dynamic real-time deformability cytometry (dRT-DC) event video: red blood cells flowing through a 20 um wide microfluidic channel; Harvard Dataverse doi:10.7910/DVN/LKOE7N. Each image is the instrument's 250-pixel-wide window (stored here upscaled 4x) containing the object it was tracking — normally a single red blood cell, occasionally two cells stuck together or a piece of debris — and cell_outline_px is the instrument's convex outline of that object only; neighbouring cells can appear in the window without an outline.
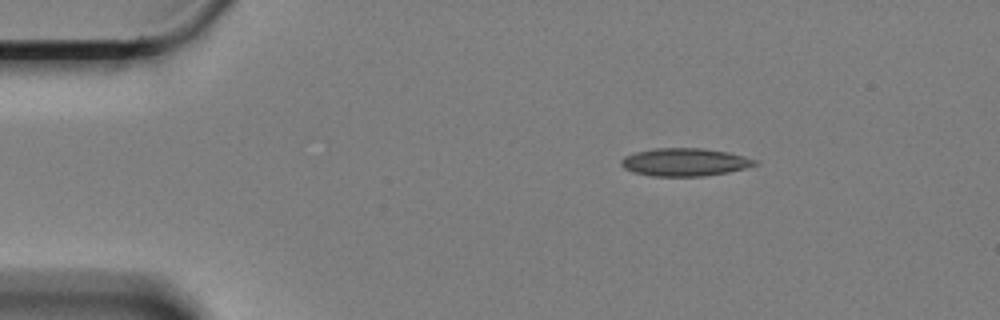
{"species": "Egyptian fruit bat (a non-hibernating species)", "species_latin": "Rousettus aegyptiacus", "temperature_condition": "cold", "stored_images_in_passage": 44, "camera_frame_rate_fps": 3000, "um_per_image_px": 0.085, "animal": {"sex": "female"}, "frame": {"image": 1, "passage_image": 1, "time_ms": 0.0, "image_size_px": [1000, 320], "cell_outline_px": [[756, 164], [744, 168], [728, 172], [704, 176], [652, 176], [632, 172], [624, 168], [620, 164], [620, 160], [624, 156], [636, 152], [656, 148], [704, 148], [728, 152], [744, 156], [756, 160]], "centroid_in_image_um": [58.16, 13.78], "position_along_channel_um": 26.8, "area_um2": 21.68}}
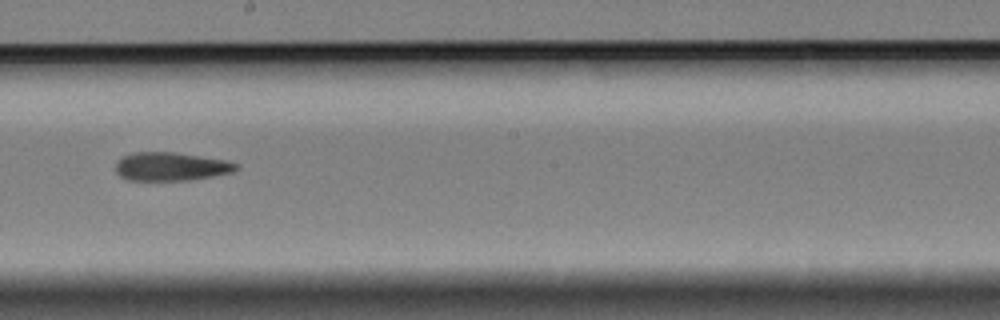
{"frame": {"image": 2, "passage_image": 25, "time_ms": 8.0, "image_size_px": [1000, 320], "cell_outline_px": [[240, 168], [232, 172], [212, 176], [188, 180], [128, 180], [120, 176], [116, 172], [116, 164], [124, 156], [136, 152], [172, 152], [228, 160], [240, 164]], "centroid_in_image_um": [14.58, 14.15], "position_along_channel_um": 233.6, "area_um2": 19.88}}
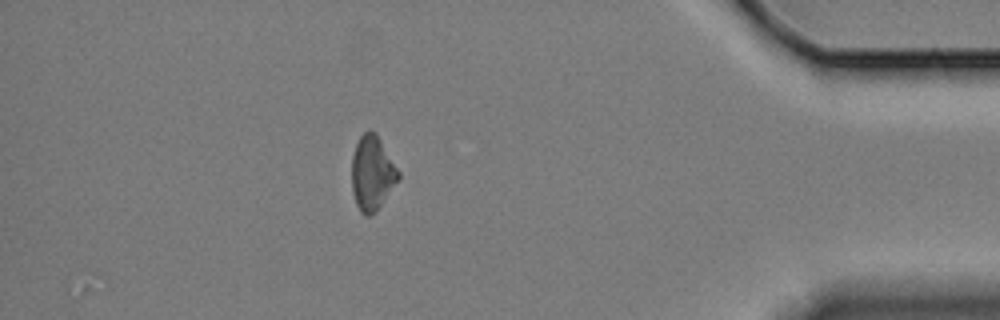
{"frame": {"image": 3, "passage_image": 44, "time_ms": 14.333, "image_size_px": [1000, 320], "cell_outline_px": [[400, 176], [376, 212], [368, 216], [364, 216], [360, 212], [356, 204], [352, 192], [352, 156], [356, 144], [360, 136], [364, 132], [376, 132], [400, 172]], "centroid_in_image_um": [31.62, 14.73], "position_along_channel_um": 403.6, "area_um2": 20.11}, "authors_computed_cell_mechanics": {"area_um2": 20.4612, "velocity_mm_per_s": 3.3305, "shape_relaxation_time_tau1_ms": 9.9247, "shape_relaxation_time_tau2_ms": 3.5237, "deformation_change_tau1": 0.1838, "deformation_change_tau2": 0.1119}}